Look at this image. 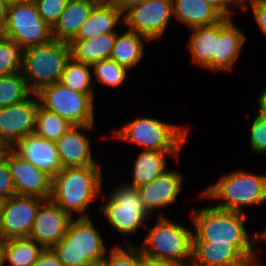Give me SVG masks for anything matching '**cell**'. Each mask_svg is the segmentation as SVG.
<instances>
[{"instance_id":"obj_3","label":"cell","mask_w":266,"mask_h":266,"mask_svg":"<svg viewBox=\"0 0 266 266\" xmlns=\"http://www.w3.org/2000/svg\"><path fill=\"white\" fill-rule=\"evenodd\" d=\"M199 194V199L219 200L221 203L213 205L218 209L244 213L245 206L266 203V174L242 169L224 172L219 180Z\"/></svg>"},{"instance_id":"obj_22","label":"cell","mask_w":266,"mask_h":266,"mask_svg":"<svg viewBox=\"0 0 266 266\" xmlns=\"http://www.w3.org/2000/svg\"><path fill=\"white\" fill-rule=\"evenodd\" d=\"M100 0H68L58 21L52 27L53 39L70 43Z\"/></svg>"},{"instance_id":"obj_51","label":"cell","mask_w":266,"mask_h":266,"mask_svg":"<svg viewBox=\"0 0 266 266\" xmlns=\"http://www.w3.org/2000/svg\"><path fill=\"white\" fill-rule=\"evenodd\" d=\"M263 237H264V241L263 242H266V228L263 229Z\"/></svg>"},{"instance_id":"obj_23","label":"cell","mask_w":266,"mask_h":266,"mask_svg":"<svg viewBox=\"0 0 266 266\" xmlns=\"http://www.w3.org/2000/svg\"><path fill=\"white\" fill-rule=\"evenodd\" d=\"M181 151H154L141 150L133 164V173L130 183L132 187H140L147 184L168 170L166 156L178 160Z\"/></svg>"},{"instance_id":"obj_43","label":"cell","mask_w":266,"mask_h":266,"mask_svg":"<svg viewBox=\"0 0 266 266\" xmlns=\"http://www.w3.org/2000/svg\"><path fill=\"white\" fill-rule=\"evenodd\" d=\"M256 99L259 110L256 116L266 118V87L263 88V91H261Z\"/></svg>"},{"instance_id":"obj_10","label":"cell","mask_w":266,"mask_h":266,"mask_svg":"<svg viewBox=\"0 0 266 266\" xmlns=\"http://www.w3.org/2000/svg\"><path fill=\"white\" fill-rule=\"evenodd\" d=\"M1 35L24 49L53 40L52 27L43 21L34 1L8 6L7 21Z\"/></svg>"},{"instance_id":"obj_32","label":"cell","mask_w":266,"mask_h":266,"mask_svg":"<svg viewBox=\"0 0 266 266\" xmlns=\"http://www.w3.org/2000/svg\"><path fill=\"white\" fill-rule=\"evenodd\" d=\"M92 75L96 83H101L110 88H117L128 79L129 70L113 61L111 58L103 59L91 66Z\"/></svg>"},{"instance_id":"obj_50","label":"cell","mask_w":266,"mask_h":266,"mask_svg":"<svg viewBox=\"0 0 266 266\" xmlns=\"http://www.w3.org/2000/svg\"><path fill=\"white\" fill-rule=\"evenodd\" d=\"M0 149H9V147L0 139Z\"/></svg>"},{"instance_id":"obj_33","label":"cell","mask_w":266,"mask_h":266,"mask_svg":"<svg viewBox=\"0 0 266 266\" xmlns=\"http://www.w3.org/2000/svg\"><path fill=\"white\" fill-rule=\"evenodd\" d=\"M25 49L0 34V77L21 72Z\"/></svg>"},{"instance_id":"obj_24","label":"cell","mask_w":266,"mask_h":266,"mask_svg":"<svg viewBox=\"0 0 266 266\" xmlns=\"http://www.w3.org/2000/svg\"><path fill=\"white\" fill-rule=\"evenodd\" d=\"M187 40L190 58L197 66L213 72V56L216 54L218 23L210 26L194 27Z\"/></svg>"},{"instance_id":"obj_4","label":"cell","mask_w":266,"mask_h":266,"mask_svg":"<svg viewBox=\"0 0 266 266\" xmlns=\"http://www.w3.org/2000/svg\"><path fill=\"white\" fill-rule=\"evenodd\" d=\"M188 130L156 117H137L114 130L112 137L136 145L141 150L182 151Z\"/></svg>"},{"instance_id":"obj_45","label":"cell","mask_w":266,"mask_h":266,"mask_svg":"<svg viewBox=\"0 0 266 266\" xmlns=\"http://www.w3.org/2000/svg\"><path fill=\"white\" fill-rule=\"evenodd\" d=\"M2 1L9 6L12 4L27 3L33 0H2Z\"/></svg>"},{"instance_id":"obj_19","label":"cell","mask_w":266,"mask_h":266,"mask_svg":"<svg viewBox=\"0 0 266 266\" xmlns=\"http://www.w3.org/2000/svg\"><path fill=\"white\" fill-rule=\"evenodd\" d=\"M246 41L245 32L235 25L233 18H223L219 21L216 54L213 56V72H233Z\"/></svg>"},{"instance_id":"obj_18","label":"cell","mask_w":266,"mask_h":266,"mask_svg":"<svg viewBox=\"0 0 266 266\" xmlns=\"http://www.w3.org/2000/svg\"><path fill=\"white\" fill-rule=\"evenodd\" d=\"M11 149L52 179L63 169L56 141L33 133L18 140Z\"/></svg>"},{"instance_id":"obj_26","label":"cell","mask_w":266,"mask_h":266,"mask_svg":"<svg viewBox=\"0 0 266 266\" xmlns=\"http://www.w3.org/2000/svg\"><path fill=\"white\" fill-rule=\"evenodd\" d=\"M117 33H106L87 40H72L70 56L77 62L92 66L111 57Z\"/></svg>"},{"instance_id":"obj_20","label":"cell","mask_w":266,"mask_h":266,"mask_svg":"<svg viewBox=\"0 0 266 266\" xmlns=\"http://www.w3.org/2000/svg\"><path fill=\"white\" fill-rule=\"evenodd\" d=\"M190 266H253L233 245L192 240Z\"/></svg>"},{"instance_id":"obj_16","label":"cell","mask_w":266,"mask_h":266,"mask_svg":"<svg viewBox=\"0 0 266 266\" xmlns=\"http://www.w3.org/2000/svg\"><path fill=\"white\" fill-rule=\"evenodd\" d=\"M73 217L51 199L45 200L32 225L29 237L44 248H52L66 234Z\"/></svg>"},{"instance_id":"obj_28","label":"cell","mask_w":266,"mask_h":266,"mask_svg":"<svg viewBox=\"0 0 266 266\" xmlns=\"http://www.w3.org/2000/svg\"><path fill=\"white\" fill-rule=\"evenodd\" d=\"M44 249L42 245L30 238L4 240V266H32Z\"/></svg>"},{"instance_id":"obj_44","label":"cell","mask_w":266,"mask_h":266,"mask_svg":"<svg viewBox=\"0 0 266 266\" xmlns=\"http://www.w3.org/2000/svg\"><path fill=\"white\" fill-rule=\"evenodd\" d=\"M7 10L8 5L0 0V34L3 31L6 21H7Z\"/></svg>"},{"instance_id":"obj_46","label":"cell","mask_w":266,"mask_h":266,"mask_svg":"<svg viewBox=\"0 0 266 266\" xmlns=\"http://www.w3.org/2000/svg\"><path fill=\"white\" fill-rule=\"evenodd\" d=\"M0 266H4L3 260V241L0 239Z\"/></svg>"},{"instance_id":"obj_35","label":"cell","mask_w":266,"mask_h":266,"mask_svg":"<svg viewBox=\"0 0 266 266\" xmlns=\"http://www.w3.org/2000/svg\"><path fill=\"white\" fill-rule=\"evenodd\" d=\"M249 145L255 154L266 153V118L254 116L249 132Z\"/></svg>"},{"instance_id":"obj_2","label":"cell","mask_w":266,"mask_h":266,"mask_svg":"<svg viewBox=\"0 0 266 266\" xmlns=\"http://www.w3.org/2000/svg\"><path fill=\"white\" fill-rule=\"evenodd\" d=\"M101 165L64 167L52 179L51 200L63 211L76 217H91L87 208L93 204L104 189ZM92 203V204H91Z\"/></svg>"},{"instance_id":"obj_9","label":"cell","mask_w":266,"mask_h":266,"mask_svg":"<svg viewBox=\"0 0 266 266\" xmlns=\"http://www.w3.org/2000/svg\"><path fill=\"white\" fill-rule=\"evenodd\" d=\"M40 106L58 114L72 125H94L95 101L87 94L71 90L57 82L36 93Z\"/></svg>"},{"instance_id":"obj_12","label":"cell","mask_w":266,"mask_h":266,"mask_svg":"<svg viewBox=\"0 0 266 266\" xmlns=\"http://www.w3.org/2000/svg\"><path fill=\"white\" fill-rule=\"evenodd\" d=\"M45 199L34 196L13 195L5 199L0 225L2 241L28 238L36 214Z\"/></svg>"},{"instance_id":"obj_14","label":"cell","mask_w":266,"mask_h":266,"mask_svg":"<svg viewBox=\"0 0 266 266\" xmlns=\"http://www.w3.org/2000/svg\"><path fill=\"white\" fill-rule=\"evenodd\" d=\"M184 179L180 171L168 169L155 180L138 187L145 209L151 215L158 212V217H167L164 209L172 207L177 202L182 193Z\"/></svg>"},{"instance_id":"obj_48","label":"cell","mask_w":266,"mask_h":266,"mask_svg":"<svg viewBox=\"0 0 266 266\" xmlns=\"http://www.w3.org/2000/svg\"><path fill=\"white\" fill-rule=\"evenodd\" d=\"M84 266H104L102 261L93 262Z\"/></svg>"},{"instance_id":"obj_39","label":"cell","mask_w":266,"mask_h":266,"mask_svg":"<svg viewBox=\"0 0 266 266\" xmlns=\"http://www.w3.org/2000/svg\"><path fill=\"white\" fill-rule=\"evenodd\" d=\"M212 6L223 18H233L236 9L240 10L237 0H204Z\"/></svg>"},{"instance_id":"obj_52","label":"cell","mask_w":266,"mask_h":266,"mask_svg":"<svg viewBox=\"0 0 266 266\" xmlns=\"http://www.w3.org/2000/svg\"><path fill=\"white\" fill-rule=\"evenodd\" d=\"M244 1H246V0H237V2H238L239 4H242Z\"/></svg>"},{"instance_id":"obj_47","label":"cell","mask_w":266,"mask_h":266,"mask_svg":"<svg viewBox=\"0 0 266 266\" xmlns=\"http://www.w3.org/2000/svg\"><path fill=\"white\" fill-rule=\"evenodd\" d=\"M5 199L0 198V225L2 220V213H3V205H4Z\"/></svg>"},{"instance_id":"obj_13","label":"cell","mask_w":266,"mask_h":266,"mask_svg":"<svg viewBox=\"0 0 266 266\" xmlns=\"http://www.w3.org/2000/svg\"><path fill=\"white\" fill-rule=\"evenodd\" d=\"M39 105L37 94L32 93L19 103L0 108V139L9 148L18 140L34 133Z\"/></svg>"},{"instance_id":"obj_40","label":"cell","mask_w":266,"mask_h":266,"mask_svg":"<svg viewBox=\"0 0 266 266\" xmlns=\"http://www.w3.org/2000/svg\"><path fill=\"white\" fill-rule=\"evenodd\" d=\"M32 266H63L52 248H45Z\"/></svg>"},{"instance_id":"obj_1","label":"cell","mask_w":266,"mask_h":266,"mask_svg":"<svg viewBox=\"0 0 266 266\" xmlns=\"http://www.w3.org/2000/svg\"><path fill=\"white\" fill-rule=\"evenodd\" d=\"M192 240H206L211 243L233 245L253 266H261L260 247L257 241H264L263 230L254 235L246 230L245 215L242 212L221 210L212 206L190 209ZM256 242V243H255ZM261 264V265H260Z\"/></svg>"},{"instance_id":"obj_17","label":"cell","mask_w":266,"mask_h":266,"mask_svg":"<svg viewBox=\"0 0 266 266\" xmlns=\"http://www.w3.org/2000/svg\"><path fill=\"white\" fill-rule=\"evenodd\" d=\"M94 125H72L57 141V150L64 167L100 165L92 153V141L88 132Z\"/></svg>"},{"instance_id":"obj_6","label":"cell","mask_w":266,"mask_h":266,"mask_svg":"<svg viewBox=\"0 0 266 266\" xmlns=\"http://www.w3.org/2000/svg\"><path fill=\"white\" fill-rule=\"evenodd\" d=\"M156 219L138 247L142 256L190 265L193 228L188 229L169 217Z\"/></svg>"},{"instance_id":"obj_27","label":"cell","mask_w":266,"mask_h":266,"mask_svg":"<svg viewBox=\"0 0 266 266\" xmlns=\"http://www.w3.org/2000/svg\"><path fill=\"white\" fill-rule=\"evenodd\" d=\"M145 42H151L146 36L135 31L117 32L111 59L129 71L140 65L144 59Z\"/></svg>"},{"instance_id":"obj_5","label":"cell","mask_w":266,"mask_h":266,"mask_svg":"<svg viewBox=\"0 0 266 266\" xmlns=\"http://www.w3.org/2000/svg\"><path fill=\"white\" fill-rule=\"evenodd\" d=\"M91 217H74L66 234L52 247L63 266L102 261L108 248Z\"/></svg>"},{"instance_id":"obj_11","label":"cell","mask_w":266,"mask_h":266,"mask_svg":"<svg viewBox=\"0 0 266 266\" xmlns=\"http://www.w3.org/2000/svg\"><path fill=\"white\" fill-rule=\"evenodd\" d=\"M172 0H148L123 14L128 30L146 36L151 42L159 41L173 19Z\"/></svg>"},{"instance_id":"obj_7","label":"cell","mask_w":266,"mask_h":266,"mask_svg":"<svg viewBox=\"0 0 266 266\" xmlns=\"http://www.w3.org/2000/svg\"><path fill=\"white\" fill-rule=\"evenodd\" d=\"M111 191L107 197L102 191L99 210L113 231L126 238L136 236L138 229H147L152 215L145 209L137 188L120 184Z\"/></svg>"},{"instance_id":"obj_34","label":"cell","mask_w":266,"mask_h":266,"mask_svg":"<svg viewBox=\"0 0 266 266\" xmlns=\"http://www.w3.org/2000/svg\"><path fill=\"white\" fill-rule=\"evenodd\" d=\"M125 246L116 243L110 252L102 259L104 266H141L142 254L131 241L124 242Z\"/></svg>"},{"instance_id":"obj_15","label":"cell","mask_w":266,"mask_h":266,"mask_svg":"<svg viewBox=\"0 0 266 266\" xmlns=\"http://www.w3.org/2000/svg\"><path fill=\"white\" fill-rule=\"evenodd\" d=\"M6 159L13 178L16 195L34 196L49 200L52 195V178L21 158L9 148Z\"/></svg>"},{"instance_id":"obj_30","label":"cell","mask_w":266,"mask_h":266,"mask_svg":"<svg viewBox=\"0 0 266 266\" xmlns=\"http://www.w3.org/2000/svg\"><path fill=\"white\" fill-rule=\"evenodd\" d=\"M71 126L72 124L65 118L47 111L39 105L34 131L39 137L57 141Z\"/></svg>"},{"instance_id":"obj_38","label":"cell","mask_w":266,"mask_h":266,"mask_svg":"<svg viewBox=\"0 0 266 266\" xmlns=\"http://www.w3.org/2000/svg\"><path fill=\"white\" fill-rule=\"evenodd\" d=\"M16 195L12 175L6 159L0 162V198L8 199Z\"/></svg>"},{"instance_id":"obj_49","label":"cell","mask_w":266,"mask_h":266,"mask_svg":"<svg viewBox=\"0 0 266 266\" xmlns=\"http://www.w3.org/2000/svg\"><path fill=\"white\" fill-rule=\"evenodd\" d=\"M7 150L8 149H0V162L4 159Z\"/></svg>"},{"instance_id":"obj_8","label":"cell","mask_w":266,"mask_h":266,"mask_svg":"<svg viewBox=\"0 0 266 266\" xmlns=\"http://www.w3.org/2000/svg\"><path fill=\"white\" fill-rule=\"evenodd\" d=\"M69 43L55 39L25 49L21 73L34 94L60 82L66 62L70 59Z\"/></svg>"},{"instance_id":"obj_37","label":"cell","mask_w":266,"mask_h":266,"mask_svg":"<svg viewBox=\"0 0 266 266\" xmlns=\"http://www.w3.org/2000/svg\"><path fill=\"white\" fill-rule=\"evenodd\" d=\"M239 11H251L259 30L266 37V0H246L240 4Z\"/></svg>"},{"instance_id":"obj_36","label":"cell","mask_w":266,"mask_h":266,"mask_svg":"<svg viewBox=\"0 0 266 266\" xmlns=\"http://www.w3.org/2000/svg\"><path fill=\"white\" fill-rule=\"evenodd\" d=\"M38 13L50 27H53L62 14L68 0H33Z\"/></svg>"},{"instance_id":"obj_21","label":"cell","mask_w":266,"mask_h":266,"mask_svg":"<svg viewBox=\"0 0 266 266\" xmlns=\"http://www.w3.org/2000/svg\"><path fill=\"white\" fill-rule=\"evenodd\" d=\"M124 24L123 12L108 0H100L73 40H87L106 33H117V25Z\"/></svg>"},{"instance_id":"obj_41","label":"cell","mask_w":266,"mask_h":266,"mask_svg":"<svg viewBox=\"0 0 266 266\" xmlns=\"http://www.w3.org/2000/svg\"><path fill=\"white\" fill-rule=\"evenodd\" d=\"M141 266H190V265H182L180 263L170 260L154 259L148 256H142Z\"/></svg>"},{"instance_id":"obj_25","label":"cell","mask_w":266,"mask_h":266,"mask_svg":"<svg viewBox=\"0 0 266 266\" xmlns=\"http://www.w3.org/2000/svg\"><path fill=\"white\" fill-rule=\"evenodd\" d=\"M172 7L174 19L189 29L214 25L223 19L204 0H172Z\"/></svg>"},{"instance_id":"obj_42","label":"cell","mask_w":266,"mask_h":266,"mask_svg":"<svg viewBox=\"0 0 266 266\" xmlns=\"http://www.w3.org/2000/svg\"><path fill=\"white\" fill-rule=\"evenodd\" d=\"M115 5L123 14L134 6L140 5L148 0H108Z\"/></svg>"},{"instance_id":"obj_31","label":"cell","mask_w":266,"mask_h":266,"mask_svg":"<svg viewBox=\"0 0 266 266\" xmlns=\"http://www.w3.org/2000/svg\"><path fill=\"white\" fill-rule=\"evenodd\" d=\"M31 94L21 72L0 77V108L19 103Z\"/></svg>"},{"instance_id":"obj_29","label":"cell","mask_w":266,"mask_h":266,"mask_svg":"<svg viewBox=\"0 0 266 266\" xmlns=\"http://www.w3.org/2000/svg\"><path fill=\"white\" fill-rule=\"evenodd\" d=\"M91 66L73 60L66 62L60 83L71 90L89 95L95 101V92Z\"/></svg>"}]
</instances>
